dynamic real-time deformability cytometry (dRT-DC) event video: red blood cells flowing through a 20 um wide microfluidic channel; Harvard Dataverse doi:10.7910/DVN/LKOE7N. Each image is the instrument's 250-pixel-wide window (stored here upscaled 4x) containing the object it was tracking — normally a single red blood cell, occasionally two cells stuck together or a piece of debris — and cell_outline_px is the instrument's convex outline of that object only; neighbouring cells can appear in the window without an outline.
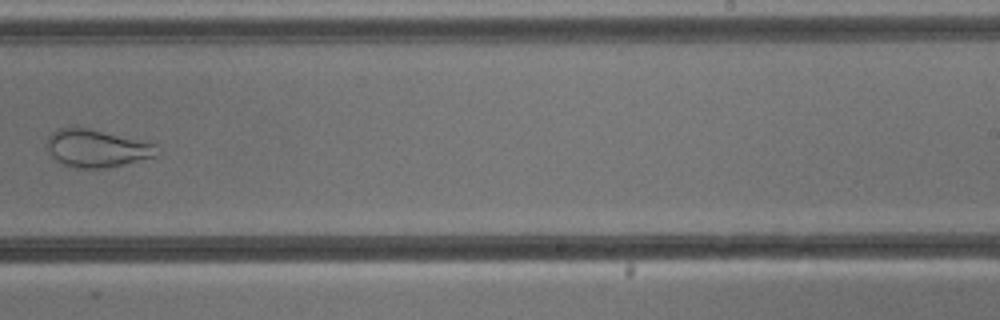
{"species": "common noctule bat (a hibernating species)", "species_latin": "Nyctalus noctula", "temperature_condition": "cold", "stored_images_in_passage": 9, "camera_frame_rate_fps": 3000, "um_per_image_px": 0.085, "animal": {"sex": "male", "body_mass_g": 13.3}, "frame": {"image": 1, "passage_image": 9, "time_ms": 10.0, "image_size_px": [1000, 320], "cell_outline_px": [[160, 152], [156, 156], [104, 168], [80, 168], [60, 164], [52, 156], [44, 144], [48, 136], [52, 132], [60, 128], [88, 128], [156, 144]], "centroid_in_image_um": [8.18, 12.61], "position_along_channel_um": 280.8, "area_um2": 23.93}}